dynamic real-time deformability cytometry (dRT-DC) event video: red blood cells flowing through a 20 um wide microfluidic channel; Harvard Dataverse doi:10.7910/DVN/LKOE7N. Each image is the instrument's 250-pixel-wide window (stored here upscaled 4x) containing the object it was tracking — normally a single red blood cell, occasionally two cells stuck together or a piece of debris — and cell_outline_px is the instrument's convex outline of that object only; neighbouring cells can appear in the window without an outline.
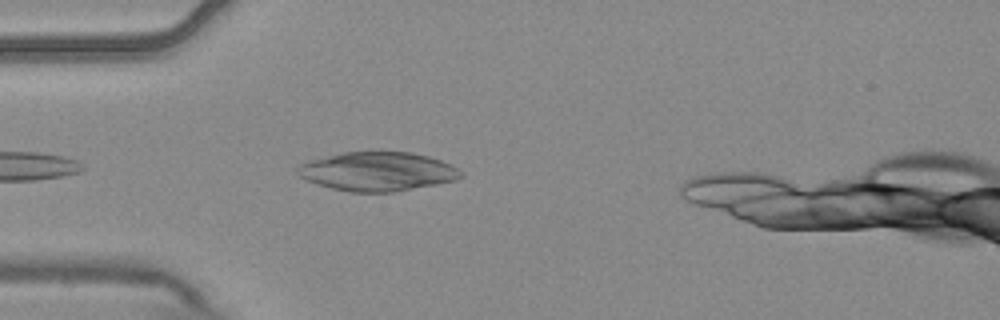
{"species": "common noctule bat (a hibernating species)", "species_latin": "Nyctalus noctula", "temperature_condition": "warm", "stored_images_in_passage": 4, "camera_frame_rate_fps": 3000, "um_per_image_px": 0.085, "animal": {"sex": "male", "body_mass_g": 20.4}, "frame": {"image": 1, "passage_image": 4, "time_ms": 1.0, "image_size_px": [1000, 320], "cell_outline_px": [[464, 176], [456, 180], [396, 192], [352, 192], [332, 188], [316, 184], [300, 176], [296, 172], [296, 168], [300, 164], [308, 160], [344, 152], [412, 152], [428, 156], [452, 164], [464, 172]], "centroid_in_image_um": [32.12, 14.58], "position_along_channel_um": 52.9, "area_um2": 37.22}}